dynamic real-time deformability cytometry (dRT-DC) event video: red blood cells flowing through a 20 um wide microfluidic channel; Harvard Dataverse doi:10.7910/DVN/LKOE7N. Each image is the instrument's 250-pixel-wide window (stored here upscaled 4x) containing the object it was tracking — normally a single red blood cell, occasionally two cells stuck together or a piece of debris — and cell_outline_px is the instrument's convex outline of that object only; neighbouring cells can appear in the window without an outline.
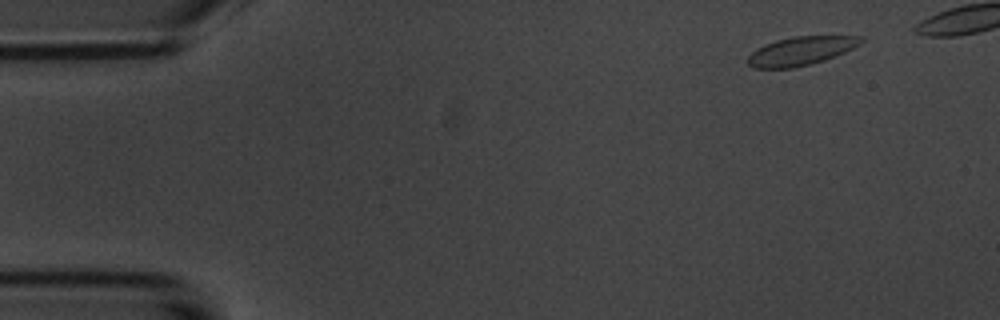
{"species": "common noctule bat (a hibernating species)", "species_latin": "Nyctalus noctula", "temperature_condition": "room temperature", "stored_images_in_passage": 5, "camera_frame_rate_fps": 3000, "um_per_image_px": 0.085, "animal": {"sex": "male", "body_mass_g": 20.1, "forearm_length_mm": 53.5}, "frame": {"image": 1, "passage_image": 1, "time_ms": 0.0, "image_size_px": [1000, 320], "cell_outline_px": [[864, 40], [860, 44], [844, 52], [824, 60], [792, 68], [756, 68], [748, 64], [748, 56], [756, 48], [764, 44], [776, 40], [792, 36], [864, 36]], "centroid_in_image_um": [68.06, 4.32], "position_along_channel_um": 16.9, "area_um2": 18.73}}